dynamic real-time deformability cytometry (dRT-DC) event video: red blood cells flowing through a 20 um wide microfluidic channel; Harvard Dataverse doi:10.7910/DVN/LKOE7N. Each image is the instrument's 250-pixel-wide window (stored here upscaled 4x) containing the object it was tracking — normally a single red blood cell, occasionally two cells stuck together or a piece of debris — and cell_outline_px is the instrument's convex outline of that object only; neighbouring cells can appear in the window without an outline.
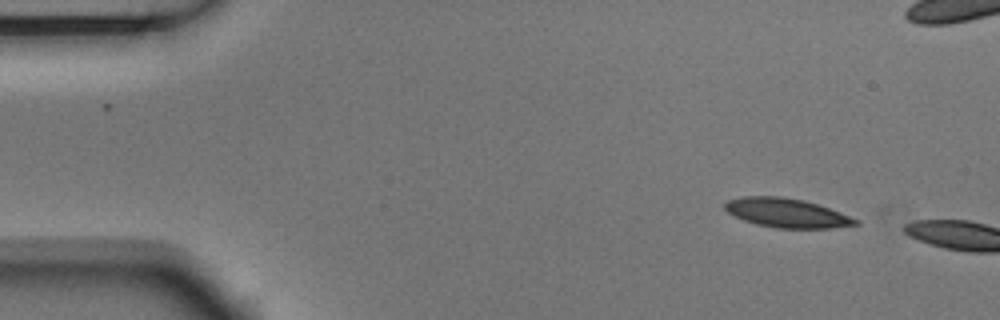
{"species": "Egyptian fruit bat (a non-hibernating species)", "species_latin": "Rousettus aegyptiacus", "temperature_condition": "room temperature", "stored_images_in_passage": 4, "camera_frame_rate_fps": 3000, "um_per_image_px": 0.085, "animal": {"sex": "male"}, "frame": {"image": 1, "passage_image": 1, "time_ms": 0.0, "image_size_px": [1000, 320], "cell_outline_px": [[860, 224], [832, 228], [776, 228], [756, 224], [744, 220], [728, 212], [724, 208], [724, 204], [728, 200], [744, 196], [780, 196], [804, 200], [828, 208], [860, 220]], "centroid_in_image_um": [66.87, 18.1], "position_along_channel_um": 18.1, "area_um2": 22.02}}